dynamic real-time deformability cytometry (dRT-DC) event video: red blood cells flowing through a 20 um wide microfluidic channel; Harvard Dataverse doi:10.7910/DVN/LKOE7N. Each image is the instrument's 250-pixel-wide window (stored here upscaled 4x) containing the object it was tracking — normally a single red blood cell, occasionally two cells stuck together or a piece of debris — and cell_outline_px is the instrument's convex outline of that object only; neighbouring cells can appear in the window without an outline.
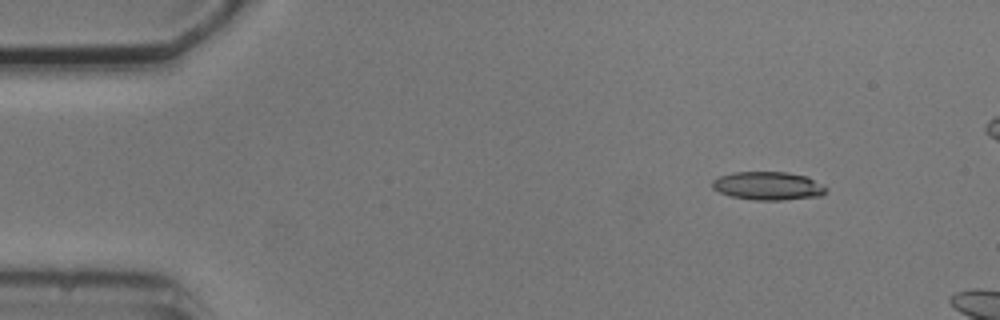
{"species": "common noctule bat (a hibernating species)", "species_latin": "Nyctalus noctula", "temperature_condition": "cold", "stored_images_in_passage": 3, "camera_frame_rate_fps": 3000, "um_per_image_px": 0.085, "animal": {"sex": "male", "body_mass_g": 20.5, "forearm_length_mm": 52.5}, "frame": {"image": 1, "passage_image": 1, "time_ms": 0.0, "image_size_px": [1000, 320], "cell_outline_px": [[828, 192], [820, 196], [784, 200], [752, 200], [732, 196], [720, 192], [712, 188], [712, 180], [720, 176], [732, 172], [788, 172], [808, 176], [828, 188]], "centroid_in_image_um": [65.32, 15.8], "position_along_channel_um": 19.7, "area_um2": 18.96}}